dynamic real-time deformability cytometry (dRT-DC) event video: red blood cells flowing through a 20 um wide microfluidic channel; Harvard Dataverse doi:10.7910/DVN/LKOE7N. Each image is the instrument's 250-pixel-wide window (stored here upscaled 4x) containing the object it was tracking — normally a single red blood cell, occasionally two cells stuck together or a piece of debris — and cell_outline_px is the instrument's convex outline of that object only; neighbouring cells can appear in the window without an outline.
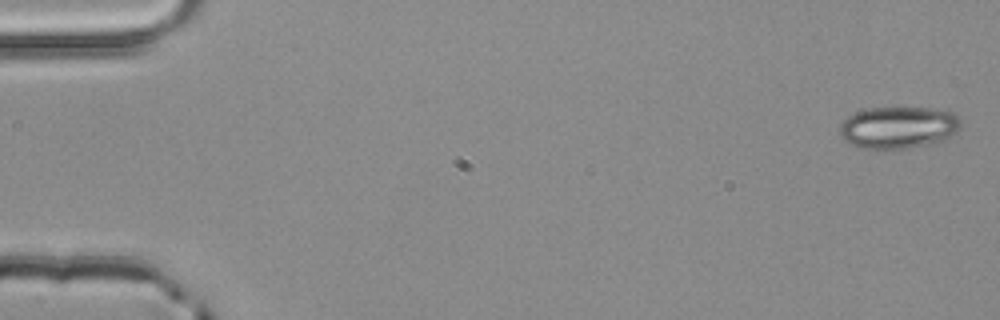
{"species": "common noctule bat (a hibernating species)", "species_latin": "Nyctalus noctula", "temperature_condition": "room temperature", "stored_images_in_passage": 5, "camera_frame_rate_fps": 3000, "um_per_image_px": 0.085, "animal": {"sex": "male", "body_mass_g": 20.4}, "frame": {"image": 1, "passage_image": 1, "time_ms": 0.0, "image_size_px": [1000, 320], "cell_outline_px": [[964, 124], [952, 136], [944, 140], [928, 144], [908, 148], [884, 152], [860, 148], [844, 140], [840, 136], [840, 124], [852, 112], [868, 108], [928, 108], [952, 112]], "centroid_in_image_um": [76.33, 10.87], "position_along_channel_um": 8.7, "area_um2": 30.35}}